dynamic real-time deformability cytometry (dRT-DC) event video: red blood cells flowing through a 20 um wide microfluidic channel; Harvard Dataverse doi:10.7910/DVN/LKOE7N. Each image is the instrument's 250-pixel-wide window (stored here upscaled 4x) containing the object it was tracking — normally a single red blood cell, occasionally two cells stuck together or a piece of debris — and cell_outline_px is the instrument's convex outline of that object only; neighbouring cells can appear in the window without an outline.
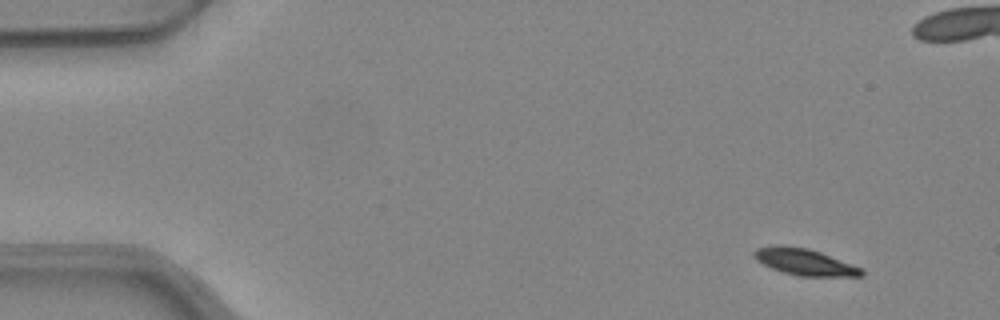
{"species": "common noctule bat (a hibernating species)", "species_latin": "Nyctalus noctula", "temperature_condition": "warm", "stored_images_in_passage": 50, "camera_frame_rate_fps": 3000, "um_per_image_px": 0.085, "animal": {"sex": "female", "body_mass_g": 24.6, "forearm_length_mm": 56.2}, "frame": {"image": 1, "passage_image": 1, "time_ms": 0.0, "image_size_px": [1000, 320], "cell_outline_px": [[864, 276], [796, 276], [772, 268], [756, 260], [752, 256], [752, 252], [756, 248], [776, 244], [780, 244], [808, 248], [820, 252], [864, 268]], "centroid_in_image_um": [68.38, 22.25], "position_along_channel_um": 16.6, "area_um2": 16.82}}
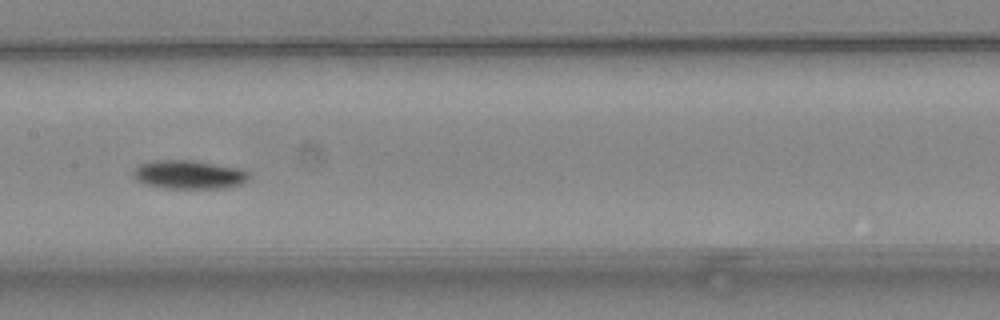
{"frame": {"image": 2, "passage_image": 23, "time_ms": 7.333, "image_size_px": [1000, 320], "cell_outline_px": [[248, 180], [240, 184], [228, 188], [164, 188], [144, 184], [136, 180], [132, 172], [140, 164], [152, 160], [192, 160], [240, 168], [248, 172]], "centroid_in_image_um": [16.05, 14.84], "position_along_channel_um": 191.4, "area_um2": 19.36}}
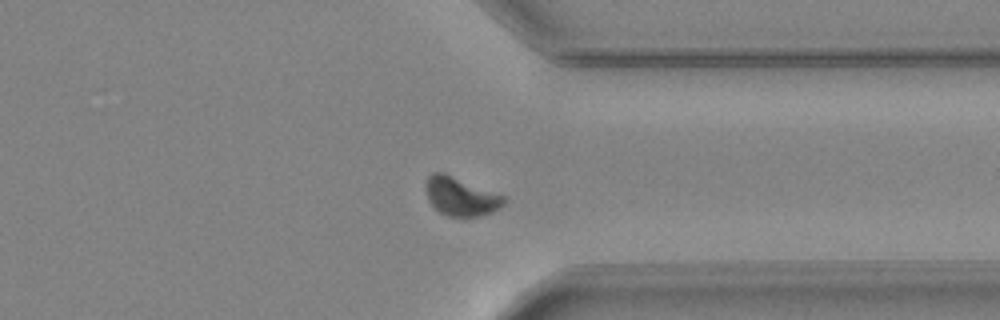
{"frame": {"image": 3, "passage_image": 37, "time_ms": 12.0, "image_size_px": [1000, 320], "cell_outline_px": [[508, 200], [500, 208], [492, 212], [480, 216], [448, 216], [440, 212], [428, 200], [424, 184], [428, 176], [432, 172], [444, 172], [504, 196]], "centroid_in_image_um": [39.16, 16.69], "position_along_channel_um": 372.2, "area_um2": 17.57}, "authors_computed_cell_mechanics": {"area_um2": 18.1203, "velocity_mm_per_s": 3.9183, "shape_relaxation_time_tau1_ms": 2.8561, "shape_relaxation_time_tau2_ms": null, "deformation_change_tau1": 0.1242, "deformation_change_tau2": null}}